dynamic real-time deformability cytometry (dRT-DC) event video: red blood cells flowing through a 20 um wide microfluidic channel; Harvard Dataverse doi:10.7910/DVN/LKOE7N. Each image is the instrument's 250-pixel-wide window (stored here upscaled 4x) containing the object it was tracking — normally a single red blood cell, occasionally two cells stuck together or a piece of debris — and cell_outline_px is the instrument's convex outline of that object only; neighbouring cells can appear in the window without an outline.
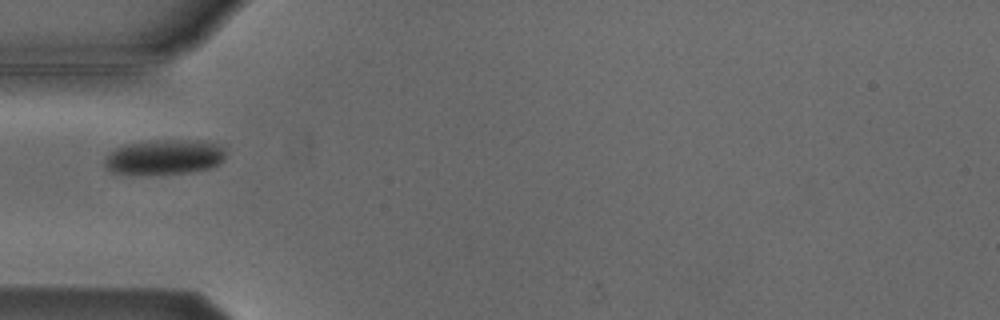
{"species": "Egyptian fruit bat (a non-hibernating species)", "species_latin": "Rousettus aegyptiacus", "temperature_condition": "cold", "stored_images_in_passage": 2, "camera_frame_rate_fps": 3000, "um_per_image_px": 0.085, "animal": {"sex": "male"}, "frame": {"image": 1, "passage_image": 2, "time_ms": 1.333, "image_size_px": [1000, 320], "cell_outline_px": [[224, 160], [220, 164], [208, 168], [192, 172], [148, 176], [132, 176], [108, 172], [104, 168], [104, 160], [108, 152], [124, 144], [156, 140], [204, 140], [216, 144], [224, 148]], "centroid_in_image_um": [13.89, 13.39], "position_along_channel_um": 71.1, "area_um2": 25.72}}